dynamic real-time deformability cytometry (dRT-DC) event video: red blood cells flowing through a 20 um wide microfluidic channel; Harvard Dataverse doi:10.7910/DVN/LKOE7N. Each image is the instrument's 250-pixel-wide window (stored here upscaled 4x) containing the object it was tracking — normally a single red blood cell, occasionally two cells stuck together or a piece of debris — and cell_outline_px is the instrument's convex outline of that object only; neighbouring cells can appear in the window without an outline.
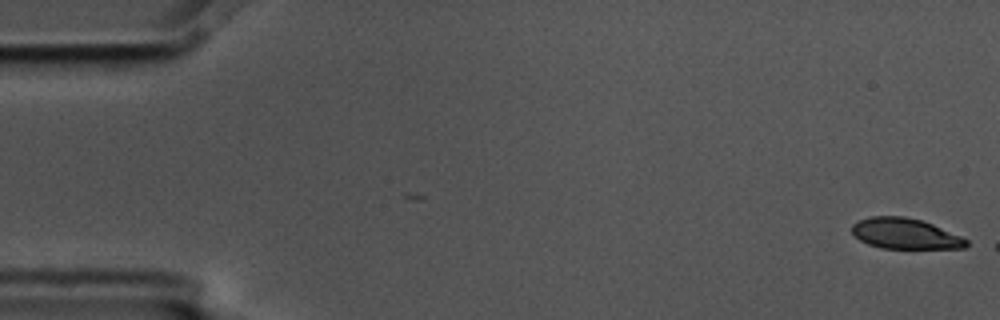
{"species": "common noctule bat (a hibernating species)", "species_latin": "Nyctalus noctula", "temperature_condition": "cold", "stored_images_in_passage": 2, "camera_frame_rate_fps": 3000, "um_per_image_px": 0.085, "animal": {"sex": "male", "body_mass_g": 17.5, "forearm_length_mm": 52.3}, "frame": {"image": 1, "passage_image": 2, "time_ms": 0.333, "image_size_px": [1000, 320], "cell_outline_px": [[968, 244], [964, 248], [880, 248], [868, 244], [860, 240], [852, 232], [852, 224], [860, 220], [872, 216], [904, 216], [920, 220], [932, 224], [960, 236], [968, 240]], "centroid_in_image_um": [76.92, 19.86], "position_along_channel_um": 8.1, "area_um2": 20.17}}